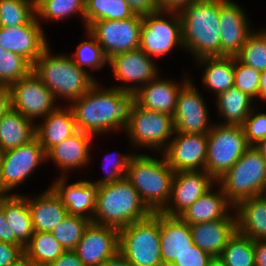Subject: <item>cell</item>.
Returning a JSON list of instances; mask_svg holds the SVG:
<instances>
[{
	"mask_svg": "<svg viewBox=\"0 0 266 266\" xmlns=\"http://www.w3.org/2000/svg\"><path fill=\"white\" fill-rule=\"evenodd\" d=\"M161 156L162 159H157L147 154H133L125 177L152 212H160L168 203L174 177V170Z\"/></svg>",
	"mask_w": 266,
	"mask_h": 266,
	"instance_id": "obj_5",
	"label": "cell"
},
{
	"mask_svg": "<svg viewBox=\"0 0 266 266\" xmlns=\"http://www.w3.org/2000/svg\"><path fill=\"white\" fill-rule=\"evenodd\" d=\"M214 184L216 181L205 170L174 172L169 201L160 212L179 216Z\"/></svg>",
	"mask_w": 266,
	"mask_h": 266,
	"instance_id": "obj_17",
	"label": "cell"
},
{
	"mask_svg": "<svg viewBox=\"0 0 266 266\" xmlns=\"http://www.w3.org/2000/svg\"><path fill=\"white\" fill-rule=\"evenodd\" d=\"M220 0H198L180 12L182 42L197 59L221 56Z\"/></svg>",
	"mask_w": 266,
	"mask_h": 266,
	"instance_id": "obj_2",
	"label": "cell"
},
{
	"mask_svg": "<svg viewBox=\"0 0 266 266\" xmlns=\"http://www.w3.org/2000/svg\"><path fill=\"white\" fill-rule=\"evenodd\" d=\"M196 62L205 66L202 83L216 96L234 87V56L203 57Z\"/></svg>",
	"mask_w": 266,
	"mask_h": 266,
	"instance_id": "obj_32",
	"label": "cell"
},
{
	"mask_svg": "<svg viewBox=\"0 0 266 266\" xmlns=\"http://www.w3.org/2000/svg\"><path fill=\"white\" fill-rule=\"evenodd\" d=\"M216 97L218 112L224 120L226 119L221 124L242 125L253 109V99L235 86Z\"/></svg>",
	"mask_w": 266,
	"mask_h": 266,
	"instance_id": "obj_33",
	"label": "cell"
},
{
	"mask_svg": "<svg viewBox=\"0 0 266 266\" xmlns=\"http://www.w3.org/2000/svg\"><path fill=\"white\" fill-rule=\"evenodd\" d=\"M94 136L78 130L69 138L55 145L46 153V160H52L60 170L68 173V170L86 166L90 159L89 147Z\"/></svg>",
	"mask_w": 266,
	"mask_h": 266,
	"instance_id": "obj_24",
	"label": "cell"
},
{
	"mask_svg": "<svg viewBox=\"0 0 266 266\" xmlns=\"http://www.w3.org/2000/svg\"><path fill=\"white\" fill-rule=\"evenodd\" d=\"M219 22L221 29V56H236L248 36L250 30L245 11L232 0H220Z\"/></svg>",
	"mask_w": 266,
	"mask_h": 266,
	"instance_id": "obj_20",
	"label": "cell"
},
{
	"mask_svg": "<svg viewBox=\"0 0 266 266\" xmlns=\"http://www.w3.org/2000/svg\"><path fill=\"white\" fill-rule=\"evenodd\" d=\"M195 1L198 0H158V4L160 10L180 12L185 6Z\"/></svg>",
	"mask_w": 266,
	"mask_h": 266,
	"instance_id": "obj_51",
	"label": "cell"
},
{
	"mask_svg": "<svg viewBox=\"0 0 266 266\" xmlns=\"http://www.w3.org/2000/svg\"><path fill=\"white\" fill-rule=\"evenodd\" d=\"M1 154L0 186L5 195L22 184L44 160L46 153L35 136L31 141Z\"/></svg>",
	"mask_w": 266,
	"mask_h": 266,
	"instance_id": "obj_12",
	"label": "cell"
},
{
	"mask_svg": "<svg viewBox=\"0 0 266 266\" xmlns=\"http://www.w3.org/2000/svg\"><path fill=\"white\" fill-rule=\"evenodd\" d=\"M207 266H225L223 260L219 256H213Z\"/></svg>",
	"mask_w": 266,
	"mask_h": 266,
	"instance_id": "obj_58",
	"label": "cell"
},
{
	"mask_svg": "<svg viewBox=\"0 0 266 266\" xmlns=\"http://www.w3.org/2000/svg\"><path fill=\"white\" fill-rule=\"evenodd\" d=\"M11 108L34 122L55 110L56 99L33 70L9 86Z\"/></svg>",
	"mask_w": 266,
	"mask_h": 266,
	"instance_id": "obj_13",
	"label": "cell"
},
{
	"mask_svg": "<svg viewBox=\"0 0 266 266\" xmlns=\"http://www.w3.org/2000/svg\"><path fill=\"white\" fill-rule=\"evenodd\" d=\"M23 256V246L0 241V266H10Z\"/></svg>",
	"mask_w": 266,
	"mask_h": 266,
	"instance_id": "obj_47",
	"label": "cell"
},
{
	"mask_svg": "<svg viewBox=\"0 0 266 266\" xmlns=\"http://www.w3.org/2000/svg\"><path fill=\"white\" fill-rule=\"evenodd\" d=\"M100 266H132L124 256L118 252L113 257L104 261Z\"/></svg>",
	"mask_w": 266,
	"mask_h": 266,
	"instance_id": "obj_54",
	"label": "cell"
},
{
	"mask_svg": "<svg viewBox=\"0 0 266 266\" xmlns=\"http://www.w3.org/2000/svg\"><path fill=\"white\" fill-rule=\"evenodd\" d=\"M160 266H173L172 264L162 263Z\"/></svg>",
	"mask_w": 266,
	"mask_h": 266,
	"instance_id": "obj_60",
	"label": "cell"
},
{
	"mask_svg": "<svg viewBox=\"0 0 266 266\" xmlns=\"http://www.w3.org/2000/svg\"><path fill=\"white\" fill-rule=\"evenodd\" d=\"M219 257L225 266H255L254 240L236 231Z\"/></svg>",
	"mask_w": 266,
	"mask_h": 266,
	"instance_id": "obj_36",
	"label": "cell"
},
{
	"mask_svg": "<svg viewBox=\"0 0 266 266\" xmlns=\"http://www.w3.org/2000/svg\"><path fill=\"white\" fill-rule=\"evenodd\" d=\"M11 108V94L8 86H0V120Z\"/></svg>",
	"mask_w": 266,
	"mask_h": 266,
	"instance_id": "obj_53",
	"label": "cell"
},
{
	"mask_svg": "<svg viewBox=\"0 0 266 266\" xmlns=\"http://www.w3.org/2000/svg\"><path fill=\"white\" fill-rule=\"evenodd\" d=\"M195 245L213 256H220L237 231L236 219H219L190 225Z\"/></svg>",
	"mask_w": 266,
	"mask_h": 266,
	"instance_id": "obj_27",
	"label": "cell"
},
{
	"mask_svg": "<svg viewBox=\"0 0 266 266\" xmlns=\"http://www.w3.org/2000/svg\"><path fill=\"white\" fill-rule=\"evenodd\" d=\"M108 64L118 80L134 83L115 87L128 93H136L143 85L159 75L153 58L140 48L116 54L108 59Z\"/></svg>",
	"mask_w": 266,
	"mask_h": 266,
	"instance_id": "obj_16",
	"label": "cell"
},
{
	"mask_svg": "<svg viewBox=\"0 0 266 266\" xmlns=\"http://www.w3.org/2000/svg\"><path fill=\"white\" fill-rule=\"evenodd\" d=\"M251 111L244 123L241 125L247 142L250 146L258 141L266 139V113H256Z\"/></svg>",
	"mask_w": 266,
	"mask_h": 266,
	"instance_id": "obj_45",
	"label": "cell"
},
{
	"mask_svg": "<svg viewBox=\"0 0 266 266\" xmlns=\"http://www.w3.org/2000/svg\"><path fill=\"white\" fill-rule=\"evenodd\" d=\"M153 212L126 179L97 186L96 207L92 222L118 230L149 217Z\"/></svg>",
	"mask_w": 266,
	"mask_h": 266,
	"instance_id": "obj_3",
	"label": "cell"
},
{
	"mask_svg": "<svg viewBox=\"0 0 266 266\" xmlns=\"http://www.w3.org/2000/svg\"><path fill=\"white\" fill-rule=\"evenodd\" d=\"M249 147L241 125L214 123L208 133L205 171L216 181Z\"/></svg>",
	"mask_w": 266,
	"mask_h": 266,
	"instance_id": "obj_8",
	"label": "cell"
},
{
	"mask_svg": "<svg viewBox=\"0 0 266 266\" xmlns=\"http://www.w3.org/2000/svg\"><path fill=\"white\" fill-rule=\"evenodd\" d=\"M75 13L80 14L85 23V0H41L36 4L38 20L61 21Z\"/></svg>",
	"mask_w": 266,
	"mask_h": 266,
	"instance_id": "obj_38",
	"label": "cell"
},
{
	"mask_svg": "<svg viewBox=\"0 0 266 266\" xmlns=\"http://www.w3.org/2000/svg\"><path fill=\"white\" fill-rule=\"evenodd\" d=\"M258 97L262 100H266V70L260 74Z\"/></svg>",
	"mask_w": 266,
	"mask_h": 266,
	"instance_id": "obj_55",
	"label": "cell"
},
{
	"mask_svg": "<svg viewBox=\"0 0 266 266\" xmlns=\"http://www.w3.org/2000/svg\"><path fill=\"white\" fill-rule=\"evenodd\" d=\"M190 80L178 95L173 122L175 132L208 134L214 124L209 123V114L202 94Z\"/></svg>",
	"mask_w": 266,
	"mask_h": 266,
	"instance_id": "obj_15",
	"label": "cell"
},
{
	"mask_svg": "<svg viewBox=\"0 0 266 266\" xmlns=\"http://www.w3.org/2000/svg\"><path fill=\"white\" fill-rule=\"evenodd\" d=\"M0 241L22 246L16 239L4 217V196L0 197Z\"/></svg>",
	"mask_w": 266,
	"mask_h": 266,
	"instance_id": "obj_48",
	"label": "cell"
},
{
	"mask_svg": "<svg viewBox=\"0 0 266 266\" xmlns=\"http://www.w3.org/2000/svg\"><path fill=\"white\" fill-rule=\"evenodd\" d=\"M261 72L234 57V86L253 100L258 98Z\"/></svg>",
	"mask_w": 266,
	"mask_h": 266,
	"instance_id": "obj_43",
	"label": "cell"
},
{
	"mask_svg": "<svg viewBox=\"0 0 266 266\" xmlns=\"http://www.w3.org/2000/svg\"><path fill=\"white\" fill-rule=\"evenodd\" d=\"M89 223L85 218L67 214L51 233L65 250H75Z\"/></svg>",
	"mask_w": 266,
	"mask_h": 266,
	"instance_id": "obj_41",
	"label": "cell"
},
{
	"mask_svg": "<svg viewBox=\"0 0 266 266\" xmlns=\"http://www.w3.org/2000/svg\"><path fill=\"white\" fill-rule=\"evenodd\" d=\"M45 37L37 17L29 24L0 27V46L23 56L32 65L49 45Z\"/></svg>",
	"mask_w": 266,
	"mask_h": 266,
	"instance_id": "obj_19",
	"label": "cell"
},
{
	"mask_svg": "<svg viewBox=\"0 0 266 266\" xmlns=\"http://www.w3.org/2000/svg\"><path fill=\"white\" fill-rule=\"evenodd\" d=\"M0 169H1V154H0ZM5 194L2 192L1 190V186H0V197L4 196Z\"/></svg>",
	"mask_w": 266,
	"mask_h": 266,
	"instance_id": "obj_59",
	"label": "cell"
},
{
	"mask_svg": "<svg viewBox=\"0 0 266 266\" xmlns=\"http://www.w3.org/2000/svg\"><path fill=\"white\" fill-rule=\"evenodd\" d=\"M86 35L89 41H82L75 52V56H71L74 63L81 69L86 67L100 70L108 63L107 57L104 55L102 48L98 44L96 38L87 30ZM86 65V67H85Z\"/></svg>",
	"mask_w": 266,
	"mask_h": 266,
	"instance_id": "obj_42",
	"label": "cell"
},
{
	"mask_svg": "<svg viewBox=\"0 0 266 266\" xmlns=\"http://www.w3.org/2000/svg\"><path fill=\"white\" fill-rule=\"evenodd\" d=\"M49 266H85L74 250H65Z\"/></svg>",
	"mask_w": 266,
	"mask_h": 266,
	"instance_id": "obj_50",
	"label": "cell"
},
{
	"mask_svg": "<svg viewBox=\"0 0 266 266\" xmlns=\"http://www.w3.org/2000/svg\"><path fill=\"white\" fill-rule=\"evenodd\" d=\"M110 155L111 154H108L106 155L107 157H105L108 163V165L106 164L108 167L107 166L105 167V171H107L106 172L107 174L103 178L98 179L97 181L93 182L97 186L111 184L116 181H120L121 179L126 177V172L128 169L129 161L131 157L133 156V154L132 155L131 154H128V155L119 154V156L121 155L120 157L119 156L115 157L114 155L115 158L111 157Z\"/></svg>",
	"mask_w": 266,
	"mask_h": 266,
	"instance_id": "obj_44",
	"label": "cell"
},
{
	"mask_svg": "<svg viewBox=\"0 0 266 266\" xmlns=\"http://www.w3.org/2000/svg\"><path fill=\"white\" fill-rule=\"evenodd\" d=\"M119 252L132 266H160V212L120 229Z\"/></svg>",
	"mask_w": 266,
	"mask_h": 266,
	"instance_id": "obj_7",
	"label": "cell"
},
{
	"mask_svg": "<svg viewBox=\"0 0 266 266\" xmlns=\"http://www.w3.org/2000/svg\"><path fill=\"white\" fill-rule=\"evenodd\" d=\"M194 245L190 225L179 216L160 212V249L162 261L172 264Z\"/></svg>",
	"mask_w": 266,
	"mask_h": 266,
	"instance_id": "obj_23",
	"label": "cell"
},
{
	"mask_svg": "<svg viewBox=\"0 0 266 266\" xmlns=\"http://www.w3.org/2000/svg\"><path fill=\"white\" fill-rule=\"evenodd\" d=\"M66 178L67 176H61L52 183L50 188L60 198L68 214L92 222L96 207L97 185L89 180H81L67 185Z\"/></svg>",
	"mask_w": 266,
	"mask_h": 266,
	"instance_id": "obj_21",
	"label": "cell"
},
{
	"mask_svg": "<svg viewBox=\"0 0 266 266\" xmlns=\"http://www.w3.org/2000/svg\"><path fill=\"white\" fill-rule=\"evenodd\" d=\"M43 120L45 121L41 124L35 122V129L36 137L45 153L78 131L73 112L69 106L67 108L57 107Z\"/></svg>",
	"mask_w": 266,
	"mask_h": 266,
	"instance_id": "obj_26",
	"label": "cell"
},
{
	"mask_svg": "<svg viewBox=\"0 0 266 266\" xmlns=\"http://www.w3.org/2000/svg\"><path fill=\"white\" fill-rule=\"evenodd\" d=\"M36 18V5L31 0H0V27L25 25Z\"/></svg>",
	"mask_w": 266,
	"mask_h": 266,
	"instance_id": "obj_37",
	"label": "cell"
},
{
	"mask_svg": "<svg viewBox=\"0 0 266 266\" xmlns=\"http://www.w3.org/2000/svg\"><path fill=\"white\" fill-rule=\"evenodd\" d=\"M162 151L174 172L205 170L208 149V134L174 132Z\"/></svg>",
	"mask_w": 266,
	"mask_h": 266,
	"instance_id": "obj_14",
	"label": "cell"
},
{
	"mask_svg": "<svg viewBox=\"0 0 266 266\" xmlns=\"http://www.w3.org/2000/svg\"><path fill=\"white\" fill-rule=\"evenodd\" d=\"M199 197L179 217L189 225L216 221L219 219H236V214H230L227 210L233 209V205L227 200L226 195L219 187V191L212 189Z\"/></svg>",
	"mask_w": 266,
	"mask_h": 266,
	"instance_id": "obj_25",
	"label": "cell"
},
{
	"mask_svg": "<svg viewBox=\"0 0 266 266\" xmlns=\"http://www.w3.org/2000/svg\"><path fill=\"white\" fill-rule=\"evenodd\" d=\"M35 5L41 0H31Z\"/></svg>",
	"mask_w": 266,
	"mask_h": 266,
	"instance_id": "obj_61",
	"label": "cell"
},
{
	"mask_svg": "<svg viewBox=\"0 0 266 266\" xmlns=\"http://www.w3.org/2000/svg\"><path fill=\"white\" fill-rule=\"evenodd\" d=\"M48 46L33 64V72L53 93L57 100L70 103L87 93L97 82L88 70L79 68L71 56L50 55Z\"/></svg>",
	"mask_w": 266,
	"mask_h": 266,
	"instance_id": "obj_4",
	"label": "cell"
},
{
	"mask_svg": "<svg viewBox=\"0 0 266 266\" xmlns=\"http://www.w3.org/2000/svg\"><path fill=\"white\" fill-rule=\"evenodd\" d=\"M212 256L203 251L197 245H193L188 251L176 258L173 266H207Z\"/></svg>",
	"mask_w": 266,
	"mask_h": 266,
	"instance_id": "obj_46",
	"label": "cell"
},
{
	"mask_svg": "<svg viewBox=\"0 0 266 266\" xmlns=\"http://www.w3.org/2000/svg\"><path fill=\"white\" fill-rule=\"evenodd\" d=\"M64 251L51 232H34L24 247V255L37 266H49Z\"/></svg>",
	"mask_w": 266,
	"mask_h": 266,
	"instance_id": "obj_34",
	"label": "cell"
},
{
	"mask_svg": "<svg viewBox=\"0 0 266 266\" xmlns=\"http://www.w3.org/2000/svg\"><path fill=\"white\" fill-rule=\"evenodd\" d=\"M125 131L134 146L163 151L175 132L173 116L135 104Z\"/></svg>",
	"mask_w": 266,
	"mask_h": 266,
	"instance_id": "obj_10",
	"label": "cell"
},
{
	"mask_svg": "<svg viewBox=\"0 0 266 266\" xmlns=\"http://www.w3.org/2000/svg\"><path fill=\"white\" fill-rule=\"evenodd\" d=\"M10 266H34V264L24 255L17 262L13 263Z\"/></svg>",
	"mask_w": 266,
	"mask_h": 266,
	"instance_id": "obj_57",
	"label": "cell"
},
{
	"mask_svg": "<svg viewBox=\"0 0 266 266\" xmlns=\"http://www.w3.org/2000/svg\"><path fill=\"white\" fill-rule=\"evenodd\" d=\"M134 15L125 0H85L86 29L98 20H123Z\"/></svg>",
	"mask_w": 266,
	"mask_h": 266,
	"instance_id": "obj_35",
	"label": "cell"
},
{
	"mask_svg": "<svg viewBox=\"0 0 266 266\" xmlns=\"http://www.w3.org/2000/svg\"><path fill=\"white\" fill-rule=\"evenodd\" d=\"M216 183L233 206L244 199L266 195V160L250 146Z\"/></svg>",
	"mask_w": 266,
	"mask_h": 266,
	"instance_id": "obj_6",
	"label": "cell"
},
{
	"mask_svg": "<svg viewBox=\"0 0 266 266\" xmlns=\"http://www.w3.org/2000/svg\"><path fill=\"white\" fill-rule=\"evenodd\" d=\"M190 81L185 77L182 83L161 80L156 77L136 91V104L148 110L173 116L180 90Z\"/></svg>",
	"mask_w": 266,
	"mask_h": 266,
	"instance_id": "obj_22",
	"label": "cell"
},
{
	"mask_svg": "<svg viewBox=\"0 0 266 266\" xmlns=\"http://www.w3.org/2000/svg\"><path fill=\"white\" fill-rule=\"evenodd\" d=\"M35 136L33 121L12 108L0 120V152L18 148Z\"/></svg>",
	"mask_w": 266,
	"mask_h": 266,
	"instance_id": "obj_30",
	"label": "cell"
},
{
	"mask_svg": "<svg viewBox=\"0 0 266 266\" xmlns=\"http://www.w3.org/2000/svg\"><path fill=\"white\" fill-rule=\"evenodd\" d=\"M241 63L263 72L266 70V30L252 32L235 56Z\"/></svg>",
	"mask_w": 266,
	"mask_h": 266,
	"instance_id": "obj_39",
	"label": "cell"
},
{
	"mask_svg": "<svg viewBox=\"0 0 266 266\" xmlns=\"http://www.w3.org/2000/svg\"><path fill=\"white\" fill-rule=\"evenodd\" d=\"M25 198L28 200L34 232H51L68 214L50 187L36 198Z\"/></svg>",
	"mask_w": 266,
	"mask_h": 266,
	"instance_id": "obj_29",
	"label": "cell"
},
{
	"mask_svg": "<svg viewBox=\"0 0 266 266\" xmlns=\"http://www.w3.org/2000/svg\"><path fill=\"white\" fill-rule=\"evenodd\" d=\"M105 88L96 82L87 93L69 103L78 130L94 136L115 129L125 131L129 125L135 93Z\"/></svg>",
	"mask_w": 266,
	"mask_h": 266,
	"instance_id": "obj_1",
	"label": "cell"
},
{
	"mask_svg": "<svg viewBox=\"0 0 266 266\" xmlns=\"http://www.w3.org/2000/svg\"><path fill=\"white\" fill-rule=\"evenodd\" d=\"M142 27V15L135 14L123 20H98L88 30L97 40L107 59L138 49Z\"/></svg>",
	"mask_w": 266,
	"mask_h": 266,
	"instance_id": "obj_11",
	"label": "cell"
},
{
	"mask_svg": "<svg viewBox=\"0 0 266 266\" xmlns=\"http://www.w3.org/2000/svg\"><path fill=\"white\" fill-rule=\"evenodd\" d=\"M135 14H149L160 10L158 0H125Z\"/></svg>",
	"mask_w": 266,
	"mask_h": 266,
	"instance_id": "obj_49",
	"label": "cell"
},
{
	"mask_svg": "<svg viewBox=\"0 0 266 266\" xmlns=\"http://www.w3.org/2000/svg\"><path fill=\"white\" fill-rule=\"evenodd\" d=\"M4 217L15 235V239L25 247L34 234L28 200L24 195H4Z\"/></svg>",
	"mask_w": 266,
	"mask_h": 266,
	"instance_id": "obj_31",
	"label": "cell"
},
{
	"mask_svg": "<svg viewBox=\"0 0 266 266\" xmlns=\"http://www.w3.org/2000/svg\"><path fill=\"white\" fill-rule=\"evenodd\" d=\"M33 65L23 56L4 50L0 46V86L12 83L27 76Z\"/></svg>",
	"mask_w": 266,
	"mask_h": 266,
	"instance_id": "obj_40",
	"label": "cell"
},
{
	"mask_svg": "<svg viewBox=\"0 0 266 266\" xmlns=\"http://www.w3.org/2000/svg\"><path fill=\"white\" fill-rule=\"evenodd\" d=\"M166 14L170 18H163ZM169 19V20H167ZM171 19V20H170ZM184 47L179 12L163 11L142 15L139 48L148 56L164 57L173 47Z\"/></svg>",
	"mask_w": 266,
	"mask_h": 266,
	"instance_id": "obj_9",
	"label": "cell"
},
{
	"mask_svg": "<svg viewBox=\"0 0 266 266\" xmlns=\"http://www.w3.org/2000/svg\"><path fill=\"white\" fill-rule=\"evenodd\" d=\"M253 148L266 160V139L258 141Z\"/></svg>",
	"mask_w": 266,
	"mask_h": 266,
	"instance_id": "obj_56",
	"label": "cell"
},
{
	"mask_svg": "<svg viewBox=\"0 0 266 266\" xmlns=\"http://www.w3.org/2000/svg\"><path fill=\"white\" fill-rule=\"evenodd\" d=\"M255 266H266V240H254Z\"/></svg>",
	"mask_w": 266,
	"mask_h": 266,
	"instance_id": "obj_52",
	"label": "cell"
},
{
	"mask_svg": "<svg viewBox=\"0 0 266 266\" xmlns=\"http://www.w3.org/2000/svg\"><path fill=\"white\" fill-rule=\"evenodd\" d=\"M233 209L237 232L252 240H266V195L244 199Z\"/></svg>",
	"mask_w": 266,
	"mask_h": 266,
	"instance_id": "obj_28",
	"label": "cell"
},
{
	"mask_svg": "<svg viewBox=\"0 0 266 266\" xmlns=\"http://www.w3.org/2000/svg\"><path fill=\"white\" fill-rule=\"evenodd\" d=\"M74 251L85 266H100L119 252V230L90 222Z\"/></svg>",
	"mask_w": 266,
	"mask_h": 266,
	"instance_id": "obj_18",
	"label": "cell"
}]
</instances>
